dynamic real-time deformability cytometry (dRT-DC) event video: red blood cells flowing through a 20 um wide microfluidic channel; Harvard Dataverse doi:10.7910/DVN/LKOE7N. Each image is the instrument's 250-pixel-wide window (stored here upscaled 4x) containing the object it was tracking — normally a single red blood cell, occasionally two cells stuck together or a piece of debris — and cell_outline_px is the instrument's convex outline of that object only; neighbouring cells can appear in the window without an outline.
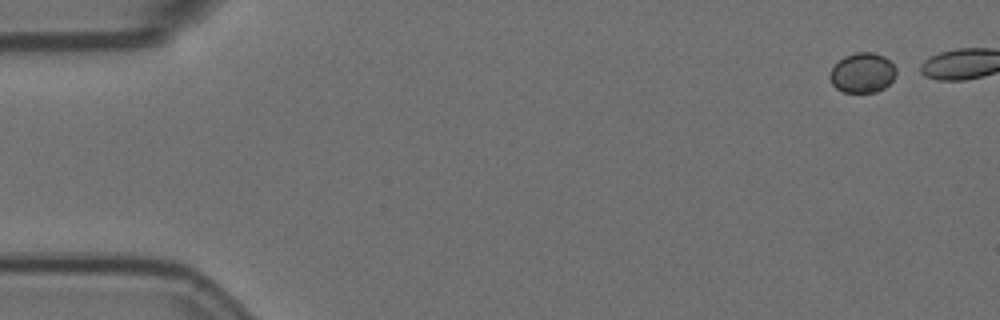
{"species": "Egyptian fruit bat (a non-hibernating species)", "species_latin": "Rousettus aegyptiacus", "temperature_condition": "room temperature", "stored_images_in_passage": 23, "camera_frame_rate_fps": 3000, "um_per_image_px": 0.085, "animal": {"sex": "female"}, "frame": {"image": 1, "passage_image": 1, "time_ms": 0.0, "image_size_px": [1000, 320], "cell_outline_px": [[896, 76], [884, 88], [876, 92], [844, 92], [836, 88], [832, 84], [828, 76], [832, 68], [844, 56], [856, 52], [872, 52], [884, 56], [896, 68]], "centroid_in_image_um": [73.3, 6.19], "position_along_channel_um": 11.7, "area_um2": 15.37}}
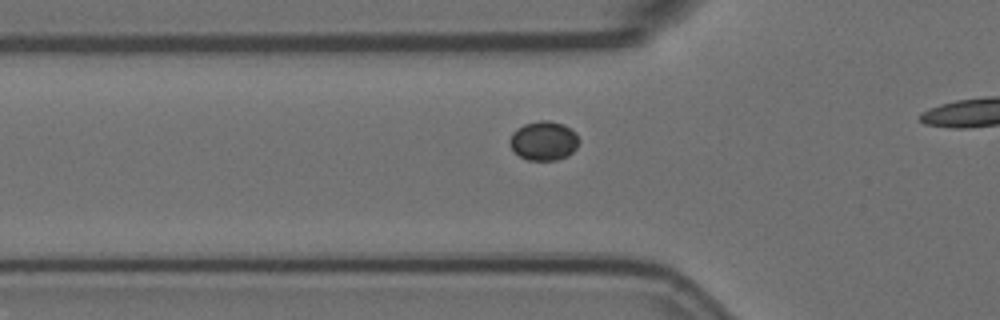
{"frame": {"image": 2, "passage_image": 17, "time_ms": 5.333, "image_size_px": [1000, 320], "cell_outline_px": [[580, 140], [576, 148], [568, 156], [556, 160], [528, 160], [520, 156], [508, 144], [508, 140], [512, 132], [516, 128], [524, 124], [540, 120], [548, 120], [564, 124], [576, 132]], "centroid_in_image_um": [46.22, 11.95], "position_along_channel_um": 79.6, "area_um2": 16.01}}
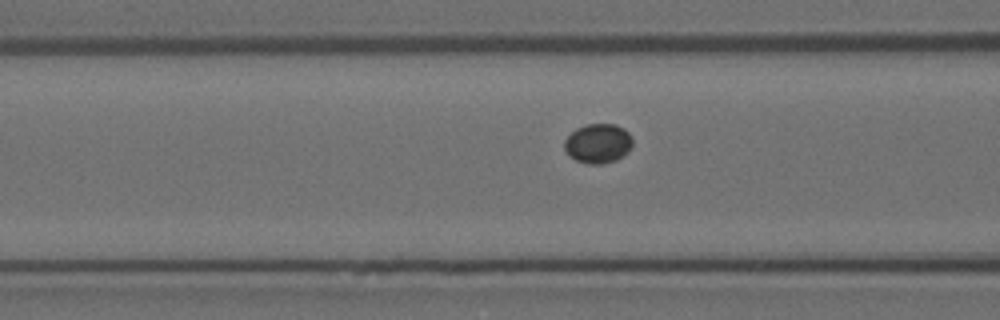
{"frame": {"image": 3, "passage_image": 20, "time_ms": 6.333, "image_size_px": [1000, 320], "cell_outline_px": [[632, 144], [616, 160], [604, 164], [588, 164], [576, 160], [564, 148], [564, 140], [576, 128], [584, 124], [616, 124], [624, 128], [632, 136]], "centroid_in_image_um": [50.82, 12.17], "position_along_channel_um": 115.8, "area_um2": 15.49}}